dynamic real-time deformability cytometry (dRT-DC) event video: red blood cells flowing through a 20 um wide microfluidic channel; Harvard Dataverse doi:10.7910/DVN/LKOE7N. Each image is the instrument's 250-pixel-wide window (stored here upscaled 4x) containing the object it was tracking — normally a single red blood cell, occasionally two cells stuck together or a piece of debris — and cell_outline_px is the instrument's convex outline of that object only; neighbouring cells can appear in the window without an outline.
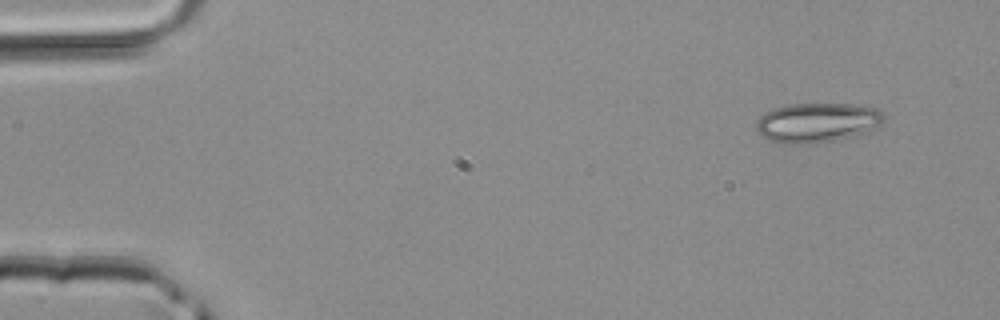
{"species": "common noctule bat (a hibernating species)", "species_latin": "Nyctalus noctula", "temperature_condition": "room temperature", "stored_images_in_passage": 3, "camera_frame_rate_fps": 3000, "um_per_image_px": 0.085, "animal": {"sex": "male", "body_mass_g": 20.4}, "frame": {"image": 1, "passage_image": 1, "time_ms": 0.0, "image_size_px": [1000, 320], "cell_outline_px": [[884, 120], [880, 124], [864, 132], [836, 140], [808, 144], [788, 144], [772, 140], [764, 136], [756, 128], [756, 120], [764, 112], [788, 104], [856, 104], [876, 108], [884, 112]], "centroid_in_image_um": [69.46, 10.4], "position_along_channel_um": 15.5, "area_um2": 29.19}}